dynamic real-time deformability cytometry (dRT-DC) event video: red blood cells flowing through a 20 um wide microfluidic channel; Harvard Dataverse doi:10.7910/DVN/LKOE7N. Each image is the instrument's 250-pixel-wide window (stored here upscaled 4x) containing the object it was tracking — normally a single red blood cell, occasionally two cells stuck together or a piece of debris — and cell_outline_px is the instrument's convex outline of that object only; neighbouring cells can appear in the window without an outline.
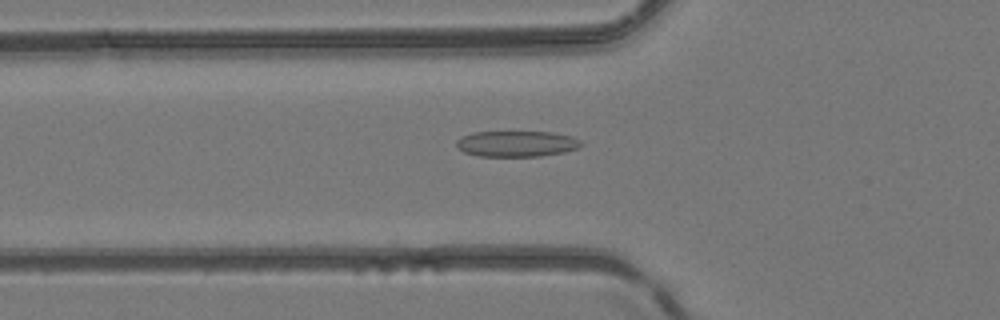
{"species": "common noctule bat (a hibernating species)", "species_latin": "Nyctalus noctula", "temperature_condition": "room temperature", "stored_images_in_passage": 50, "camera_frame_rate_fps": 3000, "um_per_image_px": 0.085, "animal": {"sex": "female", "body_mass_g": 24.6, "forearm_length_mm": 56.2}, "frame": {"image": 1, "passage_image": 18, "time_ms": 5.667, "image_size_px": [1000, 320], "cell_outline_px": [[584, 144], [576, 148], [564, 152], [540, 156], [480, 156], [464, 152], [456, 148], [456, 140], [472, 132], [552, 132], [572, 136], [580, 140]], "centroid_in_image_um": [43.91, 12.22], "position_along_channel_um": 81.9, "area_um2": 18.79}}
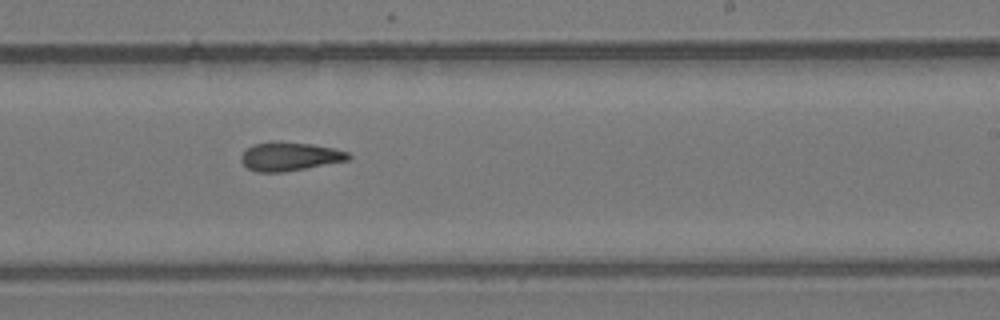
{"frame": {"image": 2, "passage_image": 31, "time_ms": 10.0, "image_size_px": [1000, 320], "cell_outline_px": [[352, 156], [348, 160], [284, 172], [256, 172], [248, 168], [240, 160], [240, 156], [252, 144], [272, 140], [280, 140], [312, 144], [332, 148], [348, 152]], "centroid_in_image_um": [24.59, 13.28], "position_along_channel_um": 264.4, "area_um2": 18.09}}
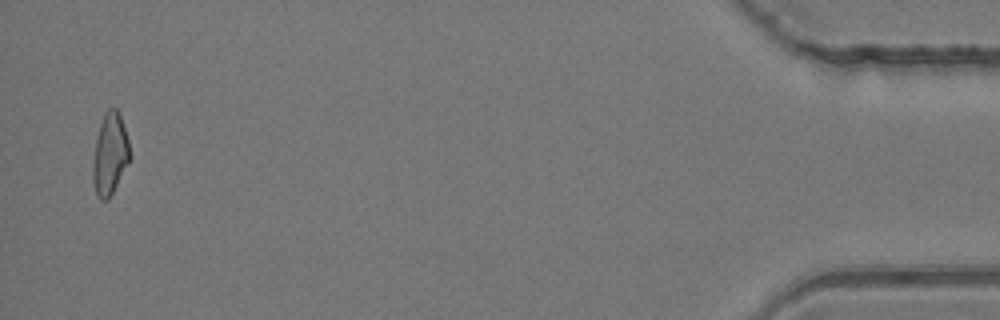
{"frame": {"image": 3, "passage_image": 49, "time_ms": 16.0, "image_size_px": [1000, 320], "cell_outline_px": [[132, 156], [128, 164], [108, 200], [100, 200], [96, 196], [92, 180], [92, 164], [96, 136], [104, 112], [108, 108], [116, 108], [120, 116], [128, 140]], "centroid_in_image_um": [9.33, 13.12], "position_along_channel_um": 425.9, "area_um2": 17.8}, "authors_computed_cell_mechanics": {"area_um2": 18.2648, "velocity_mm_per_s": 4.1927, "shape_relaxation_time_tau1_ms": null, "shape_relaxation_time_tau2_ms": 3.6157, "deformation_change_tau1": null, "deformation_change_tau2": 0.1245}}